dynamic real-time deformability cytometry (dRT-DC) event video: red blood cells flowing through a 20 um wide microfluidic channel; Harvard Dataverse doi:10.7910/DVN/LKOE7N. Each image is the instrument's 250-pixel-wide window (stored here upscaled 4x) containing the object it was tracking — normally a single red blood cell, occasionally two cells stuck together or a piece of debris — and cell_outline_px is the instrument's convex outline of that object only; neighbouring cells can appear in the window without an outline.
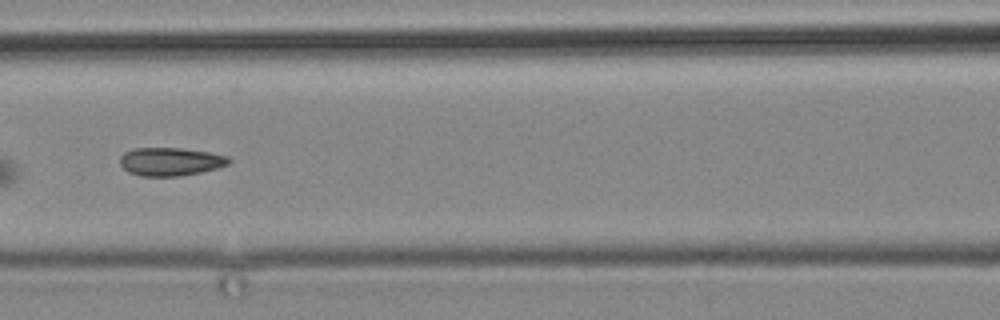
{"species": "common noctule bat (a hibernating species)", "species_latin": "Nyctalus noctula", "temperature_condition": "cold", "stored_images_in_passage": 9, "camera_frame_rate_fps": 3000, "um_per_image_px": 0.085, "animal": {"sex": "male", "body_mass_g": 19.2, "forearm_length_mm": 51.8}, "frame": {"image": 1, "passage_image": 4, "time_ms": 3.667, "image_size_px": [1000, 320], "cell_outline_px": [[232, 160], [228, 164], [216, 168], [200, 172], [180, 176], [140, 176], [128, 172], [120, 164], [120, 156], [124, 152], [136, 148], [180, 148], [208, 152], [228, 156]], "centroid_in_image_um": [14.47, 13.74], "position_along_channel_um": 152.1, "area_um2": 17.86}}
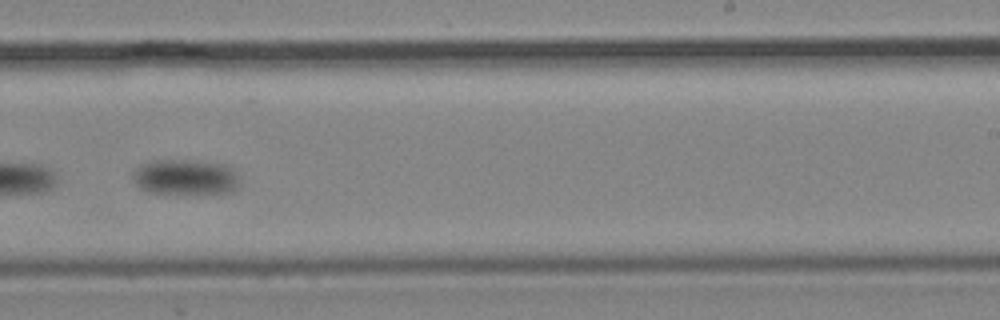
{"frame": {"image": 2, "passage_image": 8, "time_ms": 8.333, "image_size_px": [1000, 320], "cell_outline_px": [[240, 184], [232, 192], [148, 192], [140, 188], [136, 184], [132, 176], [132, 172], [140, 164], [148, 160], [204, 160], [224, 164], [232, 168], [240, 176]], "centroid_in_image_um": [15.77, 15.01], "position_along_channel_um": 273.2, "area_um2": 22.2}}